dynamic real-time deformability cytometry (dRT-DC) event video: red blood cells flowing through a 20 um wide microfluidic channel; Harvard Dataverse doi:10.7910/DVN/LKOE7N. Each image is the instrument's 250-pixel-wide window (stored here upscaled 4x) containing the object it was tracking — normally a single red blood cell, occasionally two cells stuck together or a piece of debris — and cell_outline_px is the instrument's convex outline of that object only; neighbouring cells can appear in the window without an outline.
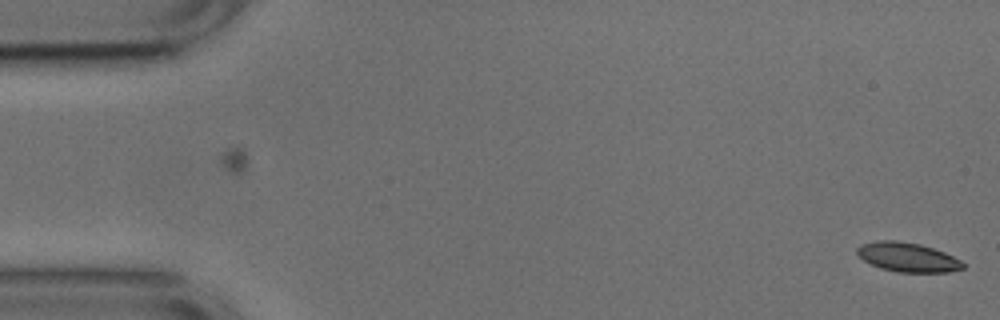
{"species": "common noctule bat (a hibernating species)", "species_latin": "Nyctalus noctula", "temperature_condition": "cold", "stored_images_in_passage": 6, "camera_frame_rate_fps": 3000, "um_per_image_px": 0.085, "animal": {"sex": "male", "body_mass_g": 17.9, "forearm_length_mm": 54.2}, "frame": {"image": 1, "passage_image": 6, "time_ms": 1.667, "image_size_px": [1000, 320], "cell_outline_px": [[964, 268], [948, 272], [896, 272], [880, 268], [864, 260], [856, 252], [856, 248], [860, 244], [880, 240], [896, 240], [920, 244], [944, 252], [960, 260], [964, 264]], "centroid_in_image_um": [77.13, 21.86], "position_along_channel_um": 7.9, "area_um2": 17.98}}